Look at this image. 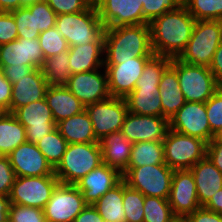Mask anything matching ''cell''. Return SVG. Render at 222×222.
I'll use <instances>...</instances> for the list:
<instances>
[{"label":"cell","mask_w":222,"mask_h":222,"mask_svg":"<svg viewBox=\"0 0 222 222\" xmlns=\"http://www.w3.org/2000/svg\"><path fill=\"white\" fill-rule=\"evenodd\" d=\"M15 179L16 174L8 156L0 155V195L9 197Z\"/></svg>","instance_id":"47"},{"label":"cell","mask_w":222,"mask_h":222,"mask_svg":"<svg viewBox=\"0 0 222 222\" xmlns=\"http://www.w3.org/2000/svg\"><path fill=\"white\" fill-rule=\"evenodd\" d=\"M105 222H126L123 209V179L93 204Z\"/></svg>","instance_id":"30"},{"label":"cell","mask_w":222,"mask_h":222,"mask_svg":"<svg viewBox=\"0 0 222 222\" xmlns=\"http://www.w3.org/2000/svg\"><path fill=\"white\" fill-rule=\"evenodd\" d=\"M65 86L84 106L111 97L107 72L104 67L89 72L71 74Z\"/></svg>","instance_id":"14"},{"label":"cell","mask_w":222,"mask_h":222,"mask_svg":"<svg viewBox=\"0 0 222 222\" xmlns=\"http://www.w3.org/2000/svg\"><path fill=\"white\" fill-rule=\"evenodd\" d=\"M165 164L162 141H142L132 144L128 167Z\"/></svg>","instance_id":"32"},{"label":"cell","mask_w":222,"mask_h":222,"mask_svg":"<svg viewBox=\"0 0 222 222\" xmlns=\"http://www.w3.org/2000/svg\"><path fill=\"white\" fill-rule=\"evenodd\" d=\"M3 113H4V111L2 109H0V115L3 114Z\"/></svg>","instance_id":"61"},{"label":"cell","mask_w":222,"mask_h":222,"mask_svg":"<svg viewBox=\"0 0 222 222\" xmlns=\"http://www.w3.org/2000/svg\"><path fill=\"white\" fill-rule=\"evenodd\" d=\"M16 25L18 38L36 39L40 32L36 28L35 3L11 11Z\"/></svg>","instance_id":"38"},{"label":"cell","mask_w":222,"mask_h":222,"mask_svg":"<svg viewBox=\"0 0 222 222\" xmlns=\"http://www.w3.org/2000/svg\"><path fill=\"white\" fill-rule=\"evenodd\" d=\"M124 99L133 114L164 117L159 90H133Z\"/></svg>","instance_id":"31"},{"label":"cell","mask_w":222,"mask_h":222,"mask_svg":"<svg viewBox=\"0 0 222 222\" xmlns=\"http://www.w3.org/2000/svg\"><path fill=\"white\" fill-rule=\"evenodd\" d=\"M12 114L25 128L28 142L36 144L56 129V123L45 98L19 107Z\"/></svg>","instance_id":"12"},{"label":"cell","mask_w":222,"mask_h":222,"mask_svg":"<svg viewBox=\"0 0 222 222\" xmlns=\"http://www.w3.org/2000/svg\"><path fill=\"white\" fill-rule=\"evenodd\" d=\"M172 58L153 54L146 62L134 90H159L158 85Z\"/></svg>","instance_id":"33"},{"label":"cell","mask_w":222,"mask_h":222,"mask_svg":"<svg viewBox=\"0 0 222 222\" xmlns=\"http://www.w3.org/2000/svg\"><path fill=\"white\" fill-rule=\"evenodd\" d=\"M162 115L170 120L186 103L181 92L177 71L170 65L163 73L158 85Z\"/></svg>","instance_id":"27"},{"label":"cell","mask_w":222,"mask_h":222,"mask_svg":"<svg viewBox=\"0 0 222 222\" xmlns=\"http://www.w3.org/2000/svg\"><path fill=\"white\" fill-rule=\"evenodd\" d=\"M195 23L183 4L152 20L149 26L153 53L178 58L191 38Z\"/></svg>","instance_id":"1"},{"label":"cell","mask_w":222,"mask_h":222,"mask_svg":"<svg viewBox=\"0 0 222 222\" xmlns=\"http://www.w3.org/2000/svg\"><path fill=\"white\" fill-rule=\"evenodd\" d=\"M44 60L38 38H18L0 45V66L27 65L41 68Z\"/></svg>","instance_id":"20"},{"label":"cell","mask_w":222,"mask_h":222,"mask_svg":"<svg viewBox=\"0 0 222 222\" xmlns=\"http://www.w3.org/2000/svg\"><path fill=\"white\" fill-rule=\"evenodd\" d=\"M221 42V21H196L191 38L178 59L186 64L209 67L214 53Z\"/></svg>","instance_id":"5"},{"label":"cell","mask_w":222,"mask_h":222,"mask_svg":"<svg viewBox=\"0 0 222 222\" xmlns=\"http://www.w3.org/2000/svg\"><path fill=\"white\" fill-rule=\"evenodd\" d=\"M162 142L165 163L173 170H190L207 154L206 141L178 133L170 128Z\"/></svg>","instance_id":"8"},{"label":"cell","mask_w":222,"mask_h":222,"mask_svg":"<svg viewBox=\"0 0 222 222\" xmlns=\"http://www.w3.org/2000/svg\"><path fill=\"white\" fill-rule=\"evenodd\" d=\"M206 156L222 172V142L210 141L207 144Z\"/></svg>","instance_id":"51"},{"label":"cell","mask_w":222,"mask_h":222,"mask_svg":"<svg viewBox=\"0 0 222 222\" xmlns=\"http://www.w3.org/2000/svg\"><path fill=\"white\" fill-rule=\"evenodd\" d=\"M12 98V83L4 76L0 69V109L10 113Z\"/></svg>","instance_id":"50"},{"label":"cell","mask_w":222,"mask_h":222,"mask_svg":"<svg viewBox=\"0 0 222 222\" xmlns=\"http://www.w3.org/2000/svg\"><path fill=\"white\" fill-rule=\"evenodd\" d=\"M169 129L165 117L137 115L127 112L121 133L132 143L142 141H163Z\"/></svg>","instance_id":"17"},{"label":"cell","mask_w":222,"mask_h":222,"mask_svg":"<svg viewBox=\"0 0 222 222\" xmlns=\"http://www.w3.org/2000/svg\"><path fill=\"white\" fill-rule=\"evenodd\" d=\"M149 58L135 57L127 61H120V64H104L111 97L125 98L134 90Z\"/></svg>","instance_id":"16"},{"label":"cell","mask_w":222,"mask_h":222,"mask_svg":"<svg viewBox=\"0 0 222 222\" xmlns=\"http://www.w3.org/2000/svg\"><path fill=\"white\" fill-rule=\"evenodd\" d=\"M26 132L12 113L0 115V155L8 156L19 145L25 143Z\"/></svg>","instance_id":"29"},{"label":"cell","mask_w":222,"mask_h":222,"mask_svg":"<svg viewBox=\"0 0 222 222\" xmlns=\"http://www.w3.org/2000/svg\"><path fill=\"white\" fill-rule=\"evenodd\" d=\"M209 70L214 74L216 81L222 86V42L214 53Z\"/></svg>","instance_id":"52"},{"label":"cell","mask_w":222,"mask_h":222,"mask_svg":"<svg viewBox=\"0 0 222 222\" xmlns=\"http://www.w3.org/2000/svg\"><path fill=\"white\" fill-rule=\"evenodd\" d=\"M153 54L149 24L105 28L104 64H120V61Z\"/></svg>","instance_id":"2"},{"label":"cell","mask_w":222,"mask_h":222,"mask_svg":"<svg viewBox=\"0 0 222 222\" xmlns=\"http://www.w3.org/2000/svg\"><path fill=\"white\" fill-rule=\"evenodd\" d=\"M122 180V173L105 163L90 171L75 186L82 192L84 202L93 205Z\"/></svg>","instance_id":"21"},{"label":"cell","mask_w":222,"mask_h":222,"mask_svg":"<svg viewBox=\"0 0 222 222\" xmlns=\"http://www.w3.org/2000/svg\"><path fill=\"white\" fill-rule=\"evenodd\" d=\"M55 175L16 177L10 191V203L44 209L59 184Z\"/></svg>","instance_id":"9"},{"label":"cell","mask_w":222,"mask_h":222,"mask_svg":"<svg viewBox=\"0 0 222 222\" xmlns=\"http://www.w3.org/2000/svg\"><path fill=\"white\" fill-rule=\"evenodd\" d=\"M145 196L138 190L128 186L123 180V209L126 222H143Z\"/></svg>","instance_id":"39"},{"label":"cell","mask_w":222,"mask_h":222,"mask_svg":"<svg viewBox=\"0 0 222 222\" xmlns=\"http://www.w3.org/2000/svg\"><path fill=\"white\" fill-rule=\"evenodd\" d=\"M86 205L75 185L59 183L43 209L46 222H73Z\"/></svg>","instance_id":"11"},{"label":"cell","mask_w":222,"mask_h":222,"mask_svg":"<svg viewBox=\"0 0 222 222\" xmlns=\"http://www.w3.org/2000/svg\"><path fill=\"white\" fill-rule=\"evenodd\" d=\"M196 21L222 20V0H182Z\"/></svg>","instance_id":"37"},{"label":"cell","mask_w":222,"mask_h":222,"mask_svg":"<svg viewBox=\"0 0 222 222\" xmlns=\"http://www.w3.org/2000/svg\"><path fill=\"white\" fill-rule=\"evenodd\" d=\"M56 128L68 144L99 142L94 135L92 122L86 110L58 122Z\"/></svg>","instance_id":"28"},{"label":"cell","mask_w":222,"mask_h":222,"mask_svg":"<svg viewBox=\"0 0 222 222\" xmlns=\"http://www.w3.org/2000/svg\"><path fill=\"white\" fill-rule=\"evenodd\" d=\"M169 128L209 143L214 134L210 131L205 103L188 102L169 120Z\"/></svg>","instance_id":"13"},{"label":"cell","mask_w":222,"mask_h":222,"mask_svg":"<svg viewBox=\"0 0 222 222\" xmlns=\"http://www.w3.org/2000/svg\"><path fill=\"white\" fill-rule=\"evenodd\" d=\"M143 4L144 24L168 11H174L182 5V0H141Z\"/></svg>","instance_id":"41"},{"label":"cell","mask_w":222,"mask_h":222,"mask_svg":"<svg viewBox=\"0 0 222 222\" xmlns=\"http://www.w3.org/2000/svg\"><path fill=\"white\" fill-rule=\"evenodd\" d=\"M90 3L94 4L97 0H89Z\"/></svg>","instance_id":"60"},{"label":"cell","mask_w":222,"mask_h":222,"mask_svg":"<svg viewBox=\"0 0 222 222\" xmlns=\"http://www.w3.org/2000/svg\"><path fill=\"white\" fill-rule=\"evenodd\" d=\"M174 170L166 163L127 167L122 172V179L133 189L144 196H155L168 199Z\"/></svg>","instance_id":"7"},{"label":"cell","mask_w":222,"mask_h":222,"mask_svg":"<svg viewBox=\"0 0 222 222\" xmlns=\"http://www.w3.org/2000/svg\"><path fill=\"white\" fill-rule=\"evenodd\" d=\"M20 8V0H0V11L11 12Z\"/></svg>","instance_id":"56"},{"label":"cell","mask_w":222,"mask_h":222,"mask_svg":"<svg viewBox=\"0 0 222 222\" xmlns=\"http://www.w3.org/2000/svg\"><path fill=\"white\" fill-rule=\"evenodd\" d=\"M49 84L44 77L41 68H36L31 74L19 82L12 84V98L10 113L15 109L44 99Z\"/></svg>","instance_id":"22"},{"label":"cell","mask_w":222,"mask_h":222,"mask_svg":"<svg viewBox=\"0 0 222 222\" xmlns=\"http://www.w3.org/2000/svg\"><path fill=\"white\" fill-rule=\"evenodd\" d=\"M10 204L9 197L0 195V222H4L8 219Z\"/></svg>","instance_id":"55"},{"label":"cell","mask_w":222,"mask_h":222,"mask_svg":"<svg viewBox=\"0 0 222 222\" xmlns=\"http://www.w3.org/2000/svg\"><path fill=\"white\" fill-rule=\"evenodd\" d=\"M73 222H105L93 205L86 207L76 216Z\"/></svg>","instance_id":"53"},{"label":"cell","mask_w":222,"mask_h":222,"mask_svg":"<svg viewBox=\"0 0 222 222\" xmlns=\"http://www.w3.org/2000/svg\"><path fill=\"white\" fill-rule=\"evenodd\" d=\"M56 16V13L45 0L42 2H35L36 28L40 33L55 27Z\"/></svg>","instance_id":"44"},{"label":"cell","mask_w":222,"mask_h":222,"mask_svg":"<svg viewBox=\"0 0 222 222\" xmlns=\"http://www.w3.org/2000/svg\"><path fill=\"white\" fill-rule=\"evenodd\" d=\"M193 174L198 201L204 206L208 200L222 189V172L206 156L190 169Z\"/></svg>","instance_id":"23"},{"label":"cell","mask_w":222,"mask_h":222,"mask_svg":"<svg viewBox=\"0 0 222 222\" xmlns=\"http://www.w3.org/2000/svg\"><path fill=\"white\" fill-rule=\"evenodd\" d=\"M42 1H44V0H20V8L30 5V4H33L35 2H42Z\"/></svg>","instance_id":"57"},{"label":"cell","mask_w":222,"mask_h":222,"mask_svg":"<svg viewBox=\"0 0 222 222\" xmlns=\"http://www.w3.org/2000/svg\"><path fill=\"white\" fill-rule=\"evenodd\" d=\"M4 76L12 83L19 82V79L28 76L36 68L34 66H0Z\"/></svg>","instance_id":"48"},{"label":"cell","mask_w":222,"mask_h":222,"mask_svg":"<svg viewBox=\"0 0 222 222\" xmlns=\"http://www.w3.org/2000/svg\"><path fill=\"white\" fill-rule=\"evenodd\" d=\"M56 15L79 13L87 10L92 3L89 0H45Z\"/></svg>","instance_id":"45"},{"label":"cell","mask_w":222,"mask_h":222,"mask_svg":"<svg viewBox=\"0 0 222 222\" xmlns=\"http://www.w3.org/2000/svg\"><path fill=\"white\" fill-rule=\"evenodd\" d=\"M172 222H186L184 218H176Z\"/></svg>","instance_id":"59"},{"label":"cell","mask_w":222,"mask_h":222,"mask_svg":"<svg viewBox=\"0 0 222 222\" xmlns=\"http://www.w3.org/2000/svg\"><path fill=\"white\" fill-rule=\"evenodd\" d=\"M211 141H220L222 142V127L214 134Z\"/></svg>","instance_id":"58"},{"label":"cell","mask_w":222,"mask_h":222,"mask_svg":"<svg viewBox=\"0 0 222 222\" xmlns=\"http://www.w3.org/2000/svg\"><path fill=\"white\" fill-rule=\"evenodd\" d=\"M18 39L17 25L11 12L0 11V45Z\"/></svg>","instance_id":"46"},{"label":"cell","mask_w":222,"mask_h":222,"mask_svg":"<svg viewBox=\"0 0 222 222\" xmlns=\"http://www.w3.org/2000/svg\"><path fill=\"white\" fill-rule=\"evenodd\" d=\"M36 145L45 156L47 162L55 169L61 162L68 143L56 128L54 131L41 138Z\"/></svg>","instance_id":"35"},{"label":"cell","mask_w":222,"mask_h":222,"mask_svg":"<svg viewBox=\"0 0 222 222\" xmlns=\"http://www.w3.org/2000/svg\"><path fill=\"white\" fill-rule=\"evenodd\" d=\"M93 5L105 28L144 24L141 0H97Z\"/></svg>","instance_id":"15"},{"label":"cell","mask_w":222,"mask_h":222,"mask_svg":"<svg viewBox=\"0 0 222 222\" xmlns=\"http://www.w3.org/2000/svg\"><path fill=\"white\" fill-rule=\"evenodd\" d=\"M8 158L16 177L55 175L54 169L34 143H22L8 155Z\"/></svg>","instance_id":"19"},{"label":"cell","mask_w":222,"mask_h":222,"mask_svg":"<svg viewBox=\"0 0 222 222\" xmlns=\"http://www.w3.org/2000/svg\"><path fill=\"white\" fill-rule=\"evenodd\" d=\"M70 73L89 72L104 67V43L69 47Z\"/></svg>","instance_id":"26"},{"label":"cell","mask_w":222,"mask_h":222,"mask_svg":"<svg viewBox=\"0 0 222 222\" xmlns=\"http://www.w3.org/2000/svg\"><path fill=\"white\" fill-rule=\"evenodd\" d=\"M102 163L99 142L68 144L54 174L61 184L75 185Z\"/></svg>","instance_id":"4"},{"label":"cell","mask_w":222,"mask_h":222,"mask_svg":"<svg viewBox=\"0 0 222 222\" xmlns=\"http://www.w3.org/2000/svg\"><path fill=\"white\" fill-rule=\"evenodd\" d=\"M203 207L222 214V189L218 190Z\"/></svg>","instance_id":"54"},{"label":"cell","mask_w":222,"mask_h":222,"mask_svg":"<svg viewBox=\"0 0 222 222\" xmlns=\"http://www.w3.org/2000/svg\"><path fill=\"white\" fill-rule=\"evenodd\" d=\"M38 39L45 59L69 50L66 39L56 27L41 32Z\"/></svg>","instance_id":"40"},{"label":"cell","mask_w":222,"mask_h":222,"mask_svg":"<svg viewBox=\"0 0 222 222\" xmlns=\"http://www.w3.org/2000/svg\"><path fill=\"white\" fill-rule=\"evenodd\" d=\"M55 27L66 39L69 47L104 43L105 26L93 4L79 13L57 15Z\"/></svg>","instance_id":"3"},{"label":"cell","mask_w":222,"mask_h":222,"mask_svg":"<svg viewBox=\"0 0 222 222\" xmlns=\"http://www.w3.org/2000/svg\"><path fill=\"white\" fill-rule=\"evenodd\" d=\"M143 211V222H172L177 218L168 199L160 197L145 196Z\"/></svg>","instance_id":"36"},{"label":"cell","mask_w":222,"mask_h":222,"mask_svg":"<svg viewBox=\"0 0 222 222\" xmlns=\"http://www.w3.org/2000/svg\"><path fill=\"white\" fill-rule=\"evenodd\" d=\"M69 52L65 51L44 60L42 73L49 86H63L71 76Z\"/></svg>","instance_id":"34"},{"label":"cell","mask_w":222,"mask_h":222,"mask_svg":"<svg viewBox=\"0 0 222 222\" xmlns=\"http://www.w3.org/2000/svg\"><path fill=\"white\" fill-rule=\"evenodd\" d=\"M85 110L91 119L94 135L98 141L108 134L121 131L128 112L125 99L119 97H109L87 105Z\"/></svg>","instance_id":"10"},{"label":"cell","mask_w":222,"mask_h":222,"mask_svg":"<svg viewBox=\"0 0 222 222\" xmlns=\"http://www.w3.org/2000/svg\"><path fill=\"white\" fill-rule=\"evenodd\" d=\"M132 144L121 131L108 134L99 141L102 162L122 173L128 167Z\"/></svg>","instance_id":"24"},{"label":"cell","mask_w":222,"mask_h":222,"mask_svg":"<svg viewBox=\"0 0 222 222\" xmlns=\"http://www.w3.org/2000/svg\"><path fill=\"white\" fill-rule=\"evenodd\" d=\"M45 99L56 124L85 110V106L65 85L49 86Z\"/></svg>","instance_id":"25"},{"label":"cell","mask_w":222,"mask_h":222,"mask_svg":"<svg viewBox=\"0 0 222 222\" xmlns=\"http://www.w3.org/2000/svg\"><path fill=\"white\" fill-rule=\"evenodd\" d=\"M8 219L11 222H46L43 209L10 204Z\"/></svg>","instance_id":"42"},{"label":"cell","mask_w":222,"mask_h":222,"mask_svg":"<svg viewBox=\"0 0 222 222\" xmlns=\"http://www.w3.org/2000/svg\"><path fill=\"white\" fill-rule=\"evenodd\" d=\"M210 131L215 134L222 127V86L205 103Z\"/></svg>","instance_id":"43"},{"label":"cell","mask_w":222,"mask_h":222,"mask_svg":"<svg viewBox=\"0 0 222 222\" xmlns=\"http://www.w3.org/2000/svg\"><path fill=\"white\" fill-rule=\"evenodd\" d=\"M184 219L186 222H222V214L210 211L202 206Z\"/></svg>","instance_id":"49"},{"label":"cell","mask_w":222,"mask_h":222,"mask_svg":"<svg viewBox=\"0 0 222 222\" xmlns=\"http://www.w3.org/2000/svg\"><path fill=\"white\" fill-rule=\"evenodd\" d=\"M168 201L178 218H185L202 207L198 201L195 180L190 170H174Z\"/></svg>","instance_id":"18"},{"label":"cell","mask_w":222,"mask_h":222,"mask_svg":"<svg viewBox=\"0 0 222 222\" xmlns=\"http://www.w3.org/2000/svg\"><path fill=\"white\" fill-rule=\"evenodd\" d=\"M171 66L177 71L181 92L188 102L206 103L221 87L209 67L186 64L172 58Z\"/></svg>","instance_id":"6"}]
</instances>
